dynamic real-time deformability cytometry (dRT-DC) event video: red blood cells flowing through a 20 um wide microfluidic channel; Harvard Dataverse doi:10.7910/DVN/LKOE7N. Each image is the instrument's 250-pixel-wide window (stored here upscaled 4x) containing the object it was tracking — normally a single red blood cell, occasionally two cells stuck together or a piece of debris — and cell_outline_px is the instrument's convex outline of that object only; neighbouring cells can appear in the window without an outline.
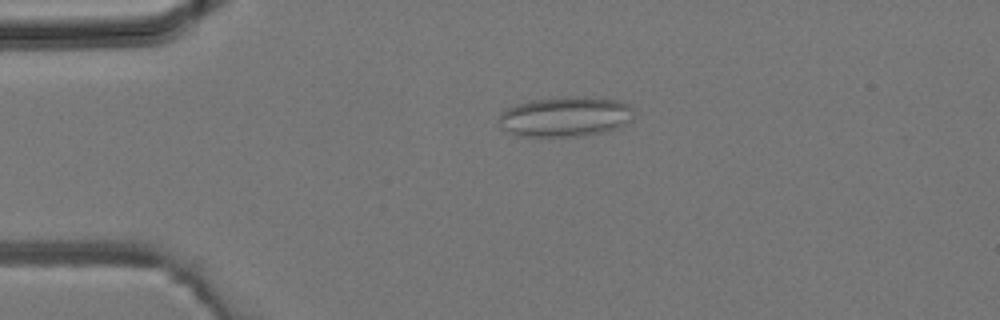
{"species": "common noctule bat (a hibernating species)", "species_latin": "Nyctalus noctula", "temperature_condition": "room temperature", "stored_images_in_passage": 42, "camera_frame_rate_fps": 3000, "um_per_image_px": 0.085, "animal": {"sex": "male", "body_mass_g": 19.2, "forearm_length_mm": 51.8}, "frame": {"image": 1, "passage_image": 10, "time_ms": 3.0, "image_size_px": [1000, 320], "cell_outline_px": [[636, 112], [632, 120], [628, 124], [620, 128], [604, 132], [584, 136], [520, 136], [508, 132], [496, 124], [500, 112], [516, 104], [532, 100], [572, 96], [588, 96], [616, 100], [628, 104]], "centroid_in_image_um": [48.08, 9.92], "position_along_channel_um": 36.9, "area_um2": 32.14}}
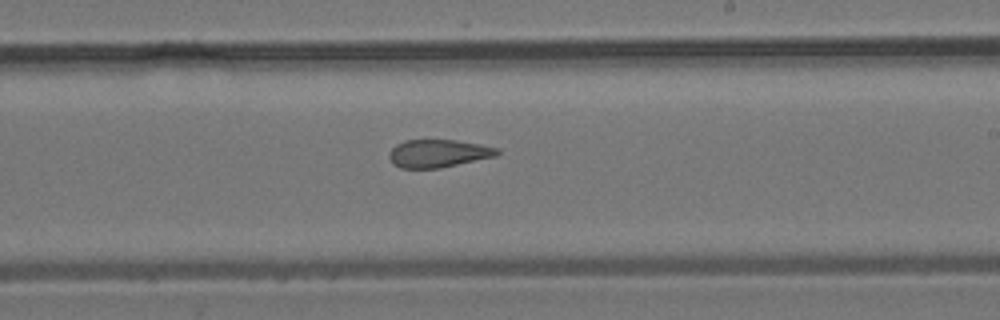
{"frame": {"image": 2, "passage_image": 25, "time_ms": 8.0, "image_size_px": [1000, 320], "cell_outline_px": [[500, 152], [496, 156], [440, 168], [400, 168], [392, 164], [388, 156], [392, 148], [396, 144], [404, 140], [456, 140], [480, 144], [500, 148]], "centroid_in_image_um": [37.25, 13.04], "position_along_channel_um": 251.8, "area_um2": 17.63}}
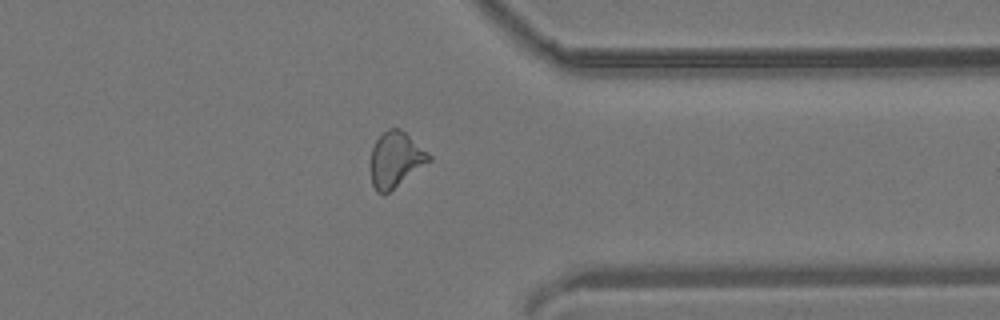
{"frame": {"image": 3, "passage_image": 33, "time_ms": 10.667, "image_size_px": [1000, 320], "cell_outline_px": [[432, 160], [388, 192], [376, 192], [372, 184], [368, 168], [372, 148], [376, 140], [388, 128], [400, 128], [428, 152], [432, 156]], "centroid_in_image_um": [33.59, 13.55], "position_along_channel_um": 377.8, "area_um2": 18.9}}